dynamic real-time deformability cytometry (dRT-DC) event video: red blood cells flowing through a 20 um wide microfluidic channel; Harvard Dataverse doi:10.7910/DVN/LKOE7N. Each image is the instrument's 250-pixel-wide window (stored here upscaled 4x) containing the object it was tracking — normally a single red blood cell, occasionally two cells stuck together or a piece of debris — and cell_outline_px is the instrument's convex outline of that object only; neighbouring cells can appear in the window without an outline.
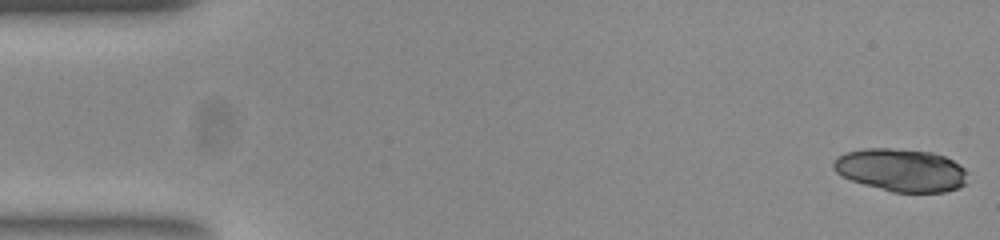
{"species": "common noctule bat (a hibernating species)", "species_latin": "Nyctalus noctula", "temperature_condition": "room temperature", "stored_images_in_passage": 22, "camera_frame_rate_fps": 3000, "um_per_image_px": 0.085, "animal": {"sex": "female", "body_mass_g": 23.0, "forearm_length_mm": 53.4}, "frame": {"image": 1, "passage_image": 1, "time_ms": 0.0, "image_size_px": [1000, 240], "cell_outline_px": [[968, 172], [964, 184], [960, 188], [944, 192], [892, 192], [864, 184], [852, 180], [836, 172], [832, 168], [832, 164], [844, 152], [864, 148], [892, 148], [932, 152], [944, 156], [952, 160], [964, 168]], "centroid_in_image_um": [76.61, 14.45], "position_along_channel_um": 8.4, "area_um2": 33.41}}